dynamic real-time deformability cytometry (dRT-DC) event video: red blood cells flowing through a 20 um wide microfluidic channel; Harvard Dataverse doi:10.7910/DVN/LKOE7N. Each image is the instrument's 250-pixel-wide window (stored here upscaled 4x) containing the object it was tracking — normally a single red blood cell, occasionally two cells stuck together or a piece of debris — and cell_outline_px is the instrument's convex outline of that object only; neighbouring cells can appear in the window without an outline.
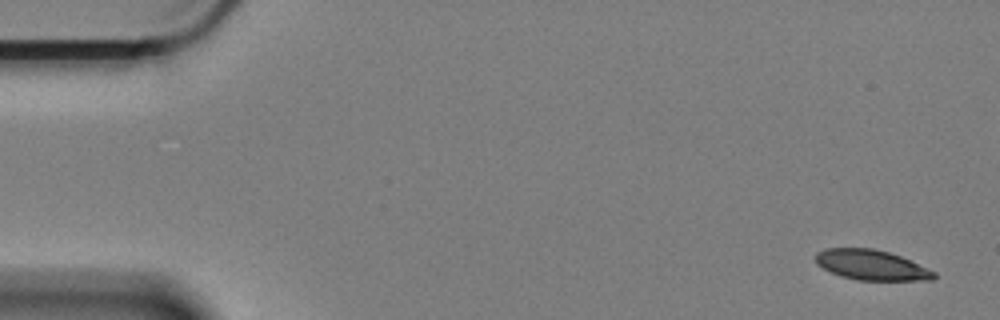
{"species": "Egyptian fruit bat (a non-hibernating species)", "species_latin": "Rousettus aegyptiacus", "temperature_condition": "cold", "stored_images_in_passage": 13, "camera_frame_rate_fps": 3000, "um_per_image_px": 0.085, "animal": {"sex": "female"}, "frame": {"image": 1, "passage_image": 1, "time_ms": 0.0, "image_size_px": [1000, 320], "cell_outline_px": [[936, 276], [932, 280], [856, 280], [840, 276], [816, 264], [816, 252], [828, 248], [872, 248], [888, 252], [900, 256], [936, 272]], "centroid_in_image_um": [74.06, 22.53], "position_along_channel_um": 10.9, "area_um2": 20.63}}